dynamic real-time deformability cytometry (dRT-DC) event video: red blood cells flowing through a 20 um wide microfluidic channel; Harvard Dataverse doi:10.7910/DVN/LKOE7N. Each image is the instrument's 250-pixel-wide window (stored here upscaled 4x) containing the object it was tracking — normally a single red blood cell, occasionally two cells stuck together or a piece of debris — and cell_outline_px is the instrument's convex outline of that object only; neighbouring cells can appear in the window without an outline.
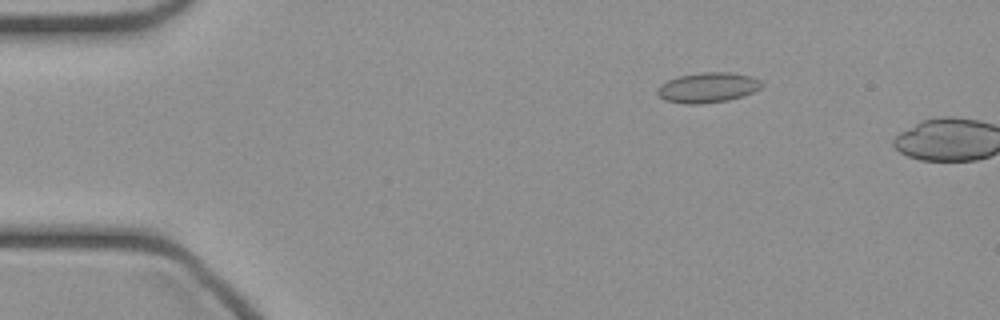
{"species": "common noctule bat (a hibernating species)", "species_latin": "Nyctalus noctula", "temperature_condition": "cold", "stored_images_in_passage": 4, "camera_frame_rate_fps": 3000, "um_per_image_px": 0.085, "animal": {"sex": "female", "body_mass_g": 21.9}, "frame": {"image": 1, "passage_image": 2, "time_ms": 0.333, "image_size_px": [1000, 320], "cell_outline_px": [[764, 84], [760, 88], [752, 92], [728, 100], [700, 104], [684, 104], [664, 100], [656, 92], [656, 88], [660, 84], [668, 80], [680, 76], [700, 72], [732, 72], [752, 76], [760, 80]], "centroid_in_image_um": [60.14, 7.43], "position_along_channel_um": 24.9, "area_um2": 18.38}}